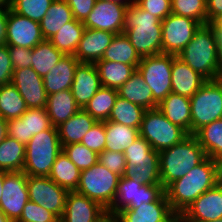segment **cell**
<instances>
[{
  "label": "cell",
  "mask_w": 222,
  "mask_h": 222,
  "mask_svg": "<svg viewBox=\"0 0 222 222\" xmlns=\"http://www.w3.org/2000/svg\"><path fill=\"white\" fill-rule=\"evenodd\" d=\"M219 183L222 185V161L219 162Z\"/></svg>",
  "instance_id": "cell-62"
},
{
  "label": "cell",
  "mask_w": 222,
  "mask_h": 222,
  "mask_svg": "<svg viewBox=\"0 0 222 222\" xmlns=\"http://www.w3.org/2000/svg\"><path fill=\"white\" fill-rule=\"evenodd\" d=\"M64 55L49 40L44 39L32 49L31 67L43 78Z\"/></svg>",
  "instance_id": "cell-37"
},
{
  "label": "cell",
  "mask_w": 222,
  "mask_h": 222,
  "mask_svg": "<svg viewBox=\"0 0 222 222\" xmlns=\"http://www.w3.org/2000/svg\"><path fill=\"white\" fill-rule=\"evenodd\" d=\"M117 222H178V216L172 211L166 193L158 200L137 208H125L119 211Z\"/></svg>",
  "instance_id": "cell-17"
},
{
  "label": "cell",
  "mask_w": 222,
  "mask_h": 222,
  "mask_svg": "<svg viewBox=\"0 0 222 222\" xmlns=\"http://www.w3.org/2000/svg\"><path fill=\"white\" fill-rule=\"evenodd\" d=\"M218 46V79L222 76V26H213Z\"/></svg>",
  "instance_id": "cell-54"
},
{
  "label": "cell",
  "mask_w": 222,
  "mask_h": 222,
  "mask_svg": "<svg viewBox=\"0 0 222 222\" xmlns=\"http://www.w3.org/2000/svg\"><path fill=\"white\" fill-rule=\"evenodd\" d=\"M0 222H12L10 219H8L4 213L0 210Z\"/></svg>",
  "instance_id": "cell-61"
},
{
  "label": "cell",
  "mask_w": 222,
  "mask_h": 222,
  "mask_svg": "<svg viewBox=\"0 0 222 222\" xmlns=\"http://www.w3.org/2000/svg\"><path fill=\"white\" fill-rule=\"evenodd\" d=\"M80 143L97 154L103 152L106 145L104 122L97 121L95 125L83 136Z\"/></svg>",
  "instance_id": "cell-47"
},
{
  "label": "cell",
  "mask_w": 222,
  "mask_h": 222,
  "mask_svg": "<svg viewBox=\"0 0 222 222\" xmlns=\"http://www.w3.org/2000/svg\"><path fill=\"white\" fill-rule=\"evenodd\" d=\"M17 222H60V219L54 213L29 200Z\"/></svg>",
  "instance_id": "cell-46"
},
{
  "label": "cell",
  "mask_w": 222,
  "mask_h": 222,
  "mask_svg": "<svg viewBox=\"0 0 222 222\" xmlns=\"http://www.w3.org/2000/svg\"><path fill=\"white\" fill-rule=\"evenodd\" d=\"M27 109L24 99L12 83L0 85V116L3 119L19 118Z\"/></svg>",
  "instance_id": "cell-41"
},
{
  "label": "cell",
  "mask_w": 222,
  "mask_h": 222,
  "mask_svg": "<svg viewBox=\"0 0 222 222\" xmlns=\"http://www.w3.org/2000/svg\"><path fill=\"white\" fill-rule=\"evenodd\" d=\"M74 19L66 0H54L40 22L42 36L49 40L63 25Z\"/></svg>",
  "instance_id": "cell-29"
},
{
  "label": "cell",
  "mask_w": 222,
  "mask_h": 222,
  "mask_svg": "<svg viewBox=\"0 0 222 222\" xmlns=\"http://www.w3.org/2000/svg\"><path fill=\"white\" fill-rule=\"evenodd\" d=\"M177 57L206 80L218 79V46L213 26L201 25Z\"/></svg>",
  "instance_id": "cell-4"
},
{
  "label": "cell",
  "mask_w": 222,
  "mask_h": 222,
  "mask_svg": "<svg viewBox=\"0 0 222 222\" xmlns=\"http://www.w3.org/2000/svg\"><path fill=\"white\" fill-rule=\"evenodd\" d=\"M54 0H10V9L33 21L41 22Z\"/></svg>",
  "instance_id": "cell-43"
},
{
  "label": "cell",
  "mask_w": 222,
  "mask_h": 222,
  "mask_svg": "<svg viewBox=\"0 0 222 222\" xmlns=\"http://www.w3.org/2000/svg\"><path fill=\"white\" fill-rule=\"evenodd\" d=\"M118 96L143 107L145 110L158 107L150 87L145 83L138 70L118 89Z\"/></svg>",
  "instance_id": "cell-27"
},
{
  "label": "cell",
  "mask_w": 222,
  "mask_h": 222,
  "mask_svg": "<svg viewBox=\"0 0 222 222\" xmlns=\"http://www.w3.org/2000/svg\"><path fill=\"white\" fill-rule=\"evenodd\" d=\"M81 171L62 151L57 157L51 168L49 178L57 185L68 191H76Z\"/></svg>",
  "instance_id": "cell-32"
},
{
  "label": "cell",
  "mask_w": 222,
  "mask_h": 222,
  "mask_svg": "<svg viewBox=\"0 0 222 222\" xmlns=\"http://www.w3.org/2000/svg\"><path fill=\"white\" fill-rule=\"evenodd\" d=\"M139 132L156 151L172 147L189 135L184 129L171 123L158 108L145 111Z\"/></svg>",
  "instance_id": "cell-8"
},
{
  "label": "cell",
  "mask_w": 222,
  "mask_h": 222,
  "mask_svg": "<svg viewBox=\"0 0 222 222\" xmlns=\"http://www.w3.org/2000/svg\"><path fill=\"white\" fill-rule=\"evenodd\" d=\"M64 153L80 170H86L98 162V154L81 143L63 146Z\"/></svg>",
  "instance_id": "cell-44"
},
{
  "label": "cell",
  "mask_w": 222,
  "mask_h": 222,
  "mask_svg": "<svg viewBox=\"0 0 222 222\" xmlns=\"http://www.w3.org/2000/svg\"><path fill=\"white\" fill-rule=\"evenodd\" d=\"M114 36L109 31L85 28L74 56L79 62L95 63L102 59Z\"/></svg>",
  "instance_id": "cell-22"
},
{
  "label": "cell",
  "mask_w": 222,
  "mask_h": 222,
  "mask_svg": "<svg viewBox=\"0 0 222 222\" xmlns=\"http://www.w3.org/2000/svg\"><path fill=\"white\" fill-rule=\"evenodd\" d=\"M13 66L10 60L8 46L0 45V85L9 84L12 81Z\"/></svg>",
  "instance_id": "cell-51"
},
{
  "label": "cell",
  "mask_w": 222,
  "mask_h": 222,
  "mask_svg": "<svg viewBox=\"0 0 222 222\" xmlns=\"http://www.w3.org/2000/svg\"><path fill=\"white\" fill-rule=\"evenodd\" d=\"M85 26L81 21L73 19L52 36L49 41L65 55H74L82 38Z\"/></svg>",
  "instance_id": "cell-35"
},
{
  "label": "cell",
  "mask_w": 222,
  "mask_h": 222,
  "mask_svg": "<svg viewBox=\"0 0 222 222\" xmlns=\"http://www.w3.org/2000/svg\"><path fill=\"white\" fill-rule=\"evenodd\" d=\"M25 152V144L7 135L0 143V169L7 172L23 171Z\"/></svg>",
  "instance_id": "cell-36"
},
{
  "label": "cell",
  "mask_w": 222,
  "mask_h": 222,
  "mask_svg": "<svg viewBox=\"0 0 222 222\" xmlns=\"http://www.w3.org/2000/svg\"><path fill=\"white\" fill-rule=\"evenodd\" d=\"M107 215V210L98 202L76 191H69L60 222H100Z\"/></svg>",
  "instance_id": "cell-20"
},
{
  "label": "cell",
  "mask_w": 222,
  "mask_h": 222,
  "mask_svg": "<svg viewBox=\"0 0 222 222\" xmlns=\"http://www.w3.org/2000/svg\"><path fill=\"white\" fill-rule=\"evenodd\" d=\"M206 156L222 161V118L203 126L195 134Z\"/></svg>",
  "instance_id": "cell-34"
},
{
  "label": "cell",
  "mask_w": 222,
  "mask_h": 222,
  "mask_svg": "<svg viewBox=\"0 0 222 222\" xmlns=\"http://www.w3.org/2000/svg\"><path fill=\"white\" fill-rule=\"evenodd\" d=\"M173 124L191 134V104L190 98L170 93L157 107Z\"/></svg>",
  "instance_id": "cell-25"
},
{
  "label": "cell",
  "mask_w": 222,
  "mask_h": 222,
  "mask_svg": "<svg viewBox=\"0 0 222 222\" xmlns=\"http://www.w3.org/2000/svg\"><path fill=\"white\" fill-rule=\"evenodd\" d=\"M100 222H117L115 216L107 215L102 221Z\"/></svg>",
  "instance_id": "cell-59"
},
{
  "label": "cell",
  "mask_w": 222,
  "mask_h": 222,
  "mask_svg": "<svg viewBox=\"0 0 222 222\" xmlns=\"http://www.w3.org/2000/svg\"><path fill=\"white\" fill-rule=\"evenodd\" d=\"M79 61L74 55H64L44 76L43 84L47 95L71 88L75 68Z\"/></svg>",
  "instance_id": "cell-24"
},
{
  "label": "cell",
  "mask_w": 222,
  "mask_h": 222,
  "mask_svg": "<svg viewBox=\"0 0 222 222\" xmlns=\"http://www.w3.org/2000/svg\"><path fill=\"white\" fill-rule=\"evenodd\" d=\"M123 154L126 161L159 160V151L153 150L151 145L141 136Z\"/></svg>",
  "instance_id": "cell-45"
},
{
  "label": "cell",
  "mask_w": 222,
  "mask_h": 222,
  "mask_svg": "<svg viewBox=\"0 0 222 222\" xmlns=\"http://www.w3.org/2000/svg\"><path fill=\"white\" fill-rule=\"evenodd\" d=\"M219 183V162L206 157L185 176L172 182L165 193L172 211L179 217L201 194Z\"/></svg>",
  "instance_id": "cell-1"
},
{
  "label": "cell",
  "mask_w": 222,
  "mask_h": 222,
  "mask_svg": "<svg viewBox=\"0 0 222 222\" xmlns=\"http://www.w3.org/2000/svg\"><path fill=\"white\" fill-rule=\"evenodd\" d=\"M11 83L24 99L28 109L45 108L48 95L43 79L32 67L14 70Z\"/></svg>",
  "instance_id": "cell-19"
},
{
  "label": "cell",
  "mask_w": 222,
  "mask_h": 222,
  "mask_svg": "<svg viewBox=\"0 0 222 222\" xmlns=\"http://www.w3.org/2000/svg\"><path fill=\"white\" fill-rule=\"evenodd\" d=\"M98 162L109 169L111 172L116 173L120 177L124 175L126 167V159L122 152H112L104 150L98 154Z\"/></svg>",
  "instance_id": "cell-48"
},
{
  "label": "cell",
  "mask_w": 222,
  "mask_h": 222,
  "mask_svg": "<svg viewBox=\"0 0 222 222\" xmlns=\"http://www.w3.org/2000/svg\"><path fill=\"white\" fill-rule=\"evenodd\" d=\"M191 134L222 118V81L207 80L190 98Z\"/></svg>",
  "instance_id": "cell-7"
},
{
  "label": "cell",
  "mask_w": 222,
  "mask_h": 222,
  "mask_svg": "<svg viewBox=\"0 0 222 222\" xmlns=\"http://www.w3.org/2000/svg\"><path fill=\"white\" fill-rule=\"evenodd\" d=\"M222 218V185L201 194L179 217L178 222H208Z\"/></svg>",
  "instance_id": "cell-16"
},
{
  "label": "cell",
  "mask_w": 222,
  "mask_h": 222,
  "mask_svg": "<svg viewBox=\"0 0 222 222\" xmlns=\"http://www.w3.org/2000/svg\"><path fill=\"white\" fill-rule=\"evenodd\" d=\"M102 60L133 65L137 69L141 57L123 32L115 34L110 45L105 50Z\"/></svg>",
  "instance_id": "cell-33"
},
{
  "label": "cell",
  "mask_w": 222,
  "mask_h": 222,
  "mask_svg": "<svg viewBox=\"0 0 222 222\" xmlns=\"http://www.w3.org/2000/svg\"><path fill=\"white\" fill-rule=\"evenodd\" d=\"M135 3L161 21L172 13L171 0H135Z\"/></svg>",
  "instance_id": "cell-49"
},
{
  "label": "cell",
  "mask_w": 222,
  "mask_h": 222,
  "mask_svg": "<svg viewBox=\"0 0 222 222\" xmlns=\"http://www.w3.org/2000/svg\"><path fill=\"white\" fill-rule=\"evenodd\" d=\"M118 97V90L102 86L84 107L96 121H108L112 108Z\"/></svg>",
  "instance_id": "cell-39"
},
{
  "label": "cell",
  "mask_w": 222,
  "mask_h": 222,
  "mask_svg": "<svg viewBox=\"0 0 222 222\" xmlns=\"http://www.w3.org/2000/svg\"><path fill=\"white\" fill-rule=\"evenodd\" d=\"M97 121L84 109L57 127L62 147L80 143L83 136L95 125Z\"/></svg>",
  "instance_id": "cell-28"
},
{
  "label": "cell",
  "mask_w": 222,
  "mask_h": 222,
  "mask_svg": "<svg viewBox=\"0 0 222 222\" xmlns=\"http://www.w3.org/2000/svg\"><path fill=\"white\" fill-rule=\"evenodd\" d=\"M164 193L165 189L162 184L145 185L122 176L118 181L115 201L107 214L115 216L125 208H137L143 202L146 204L154 202Z\"/></svg>",
  "instance_id": "cell-10"
},
{
  "label": "cell",
  "mask_w": 222,
  "mask_h": 222,
  "mask_svg": "<svg viewBox=\"0 0 222 222\" xmlns=\"http://www.w3.org/2000/svg\"><path fill=\"white\" fill-rule=\"evenodd\" d=\"M162 54L178 55L193 39L201 24L189 17L169 14L161 21Z\"/></svg>",
  "instance_id": "cell-11"
},
{
  "label": "cell",
  "mask_w": 222,
  "mask_h": 222,
  "mask_svg": "<svg viewBox=\"0 0 222 222\" xmlns=\"http://www.w3.org/2000/svg\"><path fill=\"white\" fill-rule=\"evenodd\" d=\"M222 16V0H207V24L215 22Z\"/></svg>",
  "instance_id": "cell-53"
},
{
  "label": "cell",
  "mask_w": 222,
  "mask_h": 222,
  "mask_svg": "<svg viewBox=\"0 0 222 222\" xmlns=\"http://www.w3.org/2000/svg\"><path fill=\"white\" fill-rule=\"evenodd\" d=\"M29 200L54 213L61 219L68 190L57 185L47 176H28Z\"/></svg>",
  "instance_id": "cell-12"
},
{
  "label": "cell",
  "mask_w": 222,
  "mask_h": 222,
  "mask_svg": "<svg viewBox=\"0 0 222 222\" xmlns=\"http://www.w3.org/2000/svg\"><path fill=\"white\" fill-rule=\"evenodd\" d=\"M27 181L28 176L23 171L5 174L0 210L12 222L20 219L23 208L29 201Z\"/></svg>",
  "instance_id": "cell-13"
},
{
  "label": "cell",
  "mask_w": 222,
  "mask_h": 222,
  "mask_svg": "<svg viewBox=\"0 0 222 222\" xmlns=\"http://www.w3.org/2000/svg\"><path fill=\"white\" fill-rule=\"evenodd\" d=\"M101 87L102 84L95 64L79 62L75 68L70 90L80 109H84Z\"/></svg>",
  "instance_id": "cell-21"
},
{
  "label": "cell",
  "mask_w": 222,
  "mask_h": 222,
  "mask_svg": "<svg viewBox=\"0 0 222 222\" xmlns=\"http://www.w3.org/2000/svg\"><path fill=\"white\" fill-rule=\"evenodd\" d=\"M44 40L40 23L13 12L10 7L6 24V45L33 49Z\"/></svg>",
  "instance_id": "cell-15"
},
{
  "label": "cell",
  "mask_w": 222,
  "mask_h": 222,
  "mask_svg": "<svg viewBox=\"0 0 222 222\" xmlns=\"http://www.w3.org/2000/svg\"><path fill=\"white\" fill-rule=\"evenodd\" d=\"M124 34L140 57L162 54L161 20L141 9L136 3L127 8Z\"/></svg>",
  "instance_id": "cell-2"
},
{
  "label": "cell",
  "mask_w": 222,
  "mask_h": 222,
  "mask_svg": "<svg viewBox=\"0 0 222 222\" xmlns=\"http://www.w3.org/2000/svg\"><path fill=\"white\" fill-rule=\"evenodd\" d=\"M103 1L116 2V3L124 4L126 6H129L135 3V0H129V1L128 0H103Z\"/></svg>",
  "instance_id": "cell-58"
},
{
  "label": "cell",
  "mask_w": 222,
  "mask_h": 222,
  "mask_svg": "<svg viewBox=\"0 0 222 222\" xmlns=\"http://www.w3.org/2000/svg\"><path fill=\"white\" fill-rule=\"evenodd\" d=\"M9 8H0V45L6 44V24Z\"/></svg>",
  "instance_id": "cell-55"
},
{
  "label": "cell",
  "mask_w": 222,
  "mask_h": 222,
  "mask_svg": "<svg viewBox=\"0 0 222 222\" xmlns=\"http://www.w3.org/2000/svg\"><path fill=\"white\" fill-rule=\"evenodd\" d=\"M45 110L51 125L57 128L75 115L80 107L77 105L71 90L67 89L48 95Z\"/></svg>",
  "instance_id": "cell-26"
},
{
  "label": "cell",
  "mask_w": 222,
  "mask_h": 222,
  "mask_svg": "<svg viewBox=\"0 0 222 222\" xmlns=\"http://www.w3.org/2000/svg\"><path fill=\"white\" fill-rule=\"evenodd\" d=\"M208 222H222V218L214 220V221H208Z\"/></svg>",
  "instance_id": "cell-64"
},
{
  "label": "cell",
  "mask_w": 222,
  "mask_h": 222,
  "mask_svg": "<svg viewBox=\"0 0 222 222\" xmlns=\"http://www.w3.org/2000/svg\"><path fill=\"white\" fill-rule=\"evenodd\" d=\"M172 62L173 54H159L141 57L137 66L138 72L150 87L153 99L158 104L172 93Z\"/></svg>",
  "instance_id": "cell-9"
},
{
  "label": "cell",
  "mask_w": 222,
  "mask_h": 222,
  "mask_svg": "<svg viewBox=\"0 0 222 222\" xmlns=\"http://www.w3.org/2000/svg\"><path fill=\"white\" fill-rule=\"evenodd\" d=\"M10 0H0V8H9Z\"/></svg>",
  "instance_id": "cell-60"
},
{
  "label": "cell",
  "mask_w": 222,
  "mask_h": 222,
  "mask_svg": "<svg viewBox=\"0 0 222 222\" xmlns=\"http://www.w3.org/2000/svg\"><path fill=\"white\" fill-rule=\"evenodd\" d=\"M97 0H66L74 19L83 22L92 11Z\"/></svg>",
  "instance_id": "cell-52"
},
{
  "label": "cell",
  "mask_w": 222,
  "mask_h": 222,
  "mask_svg": "<svg viewBox=\"0 0 222 222\" xmlns=\"http://www.w3.org/2000/svg\"><path fill=\"white\" fill-rule=\"evenodd\" d=\"M7 136V121L0 116V143Z\"/></svg>",
  "instance_id": "cell-56"
},
{
  "label": "cell",
  "mask_w": 222,
  "mask_h": 222,
  "mask_svg": "<svg viewBox=\"0 0 222 222\" xmlns=\"http://www.w3.org/2000/svg\"><path fill=\"white\" fill-rule=\"evenodd\" d=\"M8 50L14 70L31 67L32 49L19 46H8Z\"/></svg>",
  "instance_id": "cell-50"
},
{
  "label": "cell",
  "mask_w": 222,
  "mask_h": 222,
  "mask_svg": "<svg viewBox=\"0 0 222 222\" xmlns=\"http://www.w3.org/2000/svg\"><path fill=\"white\" fill-rule=\"evenodd\" d=\"M51 126L45 108H30L21 117L7 121V135L26 145L33 135Z\"/></svg>",
  "instance_id": "cell-18"
},
{
  "label": "cell",
  "mask_w": 222,
  "mask_h": 222,
  "mask_svg": "<svg viewBox=\"0 0 222 222\" xmlns=\"http://www.w3.org/2000/svg\"><path fill=\"white\" fill-rule=\"evenodd\" d=\"M124 177L145 185L161 184L159 160L126 161Z\"/></svg>",
  "instance_id": "cell-38"
},
{
  "label": "cell",
  "mask_w": 222,
  "mask_h": 222,
  "mask_svg": "<svg viewBox=\"0 0 222 222\" xmlns=\"http://www.w3.org/2000/svg\"><path fill=\"white\" fill-rule=\"evenodd\" d=\"M206 157L204 149L193 134H189L176 145L159 151L160 177L164 189L185 176Z\"/></svg>",
  "instance_id": "cell-3"
},
{
  "label": "cell",
  "mask_w": 222,
  "mask_h": 222,
  "mask_svg": "<svg viewBox=\"0 0 222 222\" xmlns=\"http://www.w3.org/2000/svg\"><path fill=\"white\" fill-rule=\"evenodd\" d=\"M23 172L27 176H49L56 157L63 151L58 129H49L33 135L25 145Z\"/></svg>",
  "instance_id": "cell-5"
},
{
  "label": "cell",
  "mask_w": 222,
  "mask_h": 222,
  "mask_svg": "<svg viewBox=\"0 0 222 222\" xmlns=\"http://www.w3.org/2000/svg\"><path fill=\"white\" fill-rule=\"evenodd\" d=\"M106 145L105 150L122 152L140 136L139 129L112 121H104Z\"/></svg>",
  "instance_id": "cell-31"
},
{
  "label": "cell",
  "mask_w": 222,
  "mask_h": 222,
  "mask_svg": "<svg viewBox=\"0 0 222 222\" xmlns=\"http://www.w3.org/2000/svg\"><path fill=\"white\" fill-rule=\"evenodd\" d=\"M171 12L207 24V0H171Z\"/></svg>",
  "instance_id": "cell-42"
},
{
  "label": "cell",
  "mask_w": 222,
  "mask_h": 222,
  "mask_svg": "<svg viewBox=\"0 0 222 222\" xmlns=\"http://www.w3.org/2000/svg\"><path fill=\"white\" fill-rule=\"evenodd\" d=\"M6 173L7 171L0 169V198L2 197V193H3V182H4V177Z\"/></svg>",
  "instance_id": "cell-57"
},
{
  "label": "cell",
  "mask_w": 222,
  "mask_h": 222,
  "mask_svg": "<svg viewBox=\"0 0 222 222\" xmlns=\"http://www.w3.org/2000/svg\"><path fill=\"white\" fill-rule=\"evenodd\" d=\"M120 176L99 162L81 171L76 192L98 202L107 211L115 201Z\"/></svg>",
  "instance_id": "cell-6"
},
{
  "label": "cell",
  "mask_w": 222,
  "mask_h": 222,
  "mask_svg": "<svg viewBox=\"0 0 222 222\" xmlns=\"http://www.w3.org/2000/svg\"><path fill=\"white\" fill-rule=\"evenodd\" d=\"M212 26H222V16L215 22L211 23Z\"/></svg>",
  "instance_id": "cell-63"
},
{
  "label": "cell",
  "mask_w": 222,
  "mask_h": 222,
  "mask_svg": "<svg viewBox=\"0 0 222 222\" xmlns=\"http://www.w3.org/2000/svg\"><path fill=\"white\" fill-rule=\"evenodd\" d=\"M171 74L172 93L189 98L207 81L176 55H173Z\"/></svg>",
  "instance_id": "cell-23"
},
{
  "label": "cell",
  "mask_w": 222,
  "mask_h": 222,
  "mask_svg": "<svg viewBox=\"0 0 222 222\" xmlns=\"http://www.w3.org/2000/svg\"><path fill=\"white\" fill-rule=\"evenodd\" d=\"M128 6L116 2L97 0L92 11L82 22L85 28L124 32L125 14Z\"/></svg>",
  "instance_id": "cell-14"
},
{
  "label": "cell",
  "mask_w": 222,
  "mask_h": 222,
  "mask_svg": "<svg viewBox=\"0 0 222 222\" xmlns=\"http://www.w3.org/2000/svg\"><path fill=\"white\" fill-rule=\"evenodd\" d=\"M145 109L118 96L108 121L120 123L140 130Z\"/></svg>",
  "instance_id": "cell-40"
},
{
  "label": "cell",
  "mask_w": 222,
  "mask_h": 222,
  "mask_svg": "<svg viewBox=\"0 0 222 222\" xmlns=\"http://www.w3.org/2000/svg\"><path fill=\"white\" fill-rule=\"evenodd\" d=\"M97 68L102 86L119 89L137 70L133 65L107 60L94 63Z\"/></svg>",
  "instance_id": "cell-30"
}]
</instances>
